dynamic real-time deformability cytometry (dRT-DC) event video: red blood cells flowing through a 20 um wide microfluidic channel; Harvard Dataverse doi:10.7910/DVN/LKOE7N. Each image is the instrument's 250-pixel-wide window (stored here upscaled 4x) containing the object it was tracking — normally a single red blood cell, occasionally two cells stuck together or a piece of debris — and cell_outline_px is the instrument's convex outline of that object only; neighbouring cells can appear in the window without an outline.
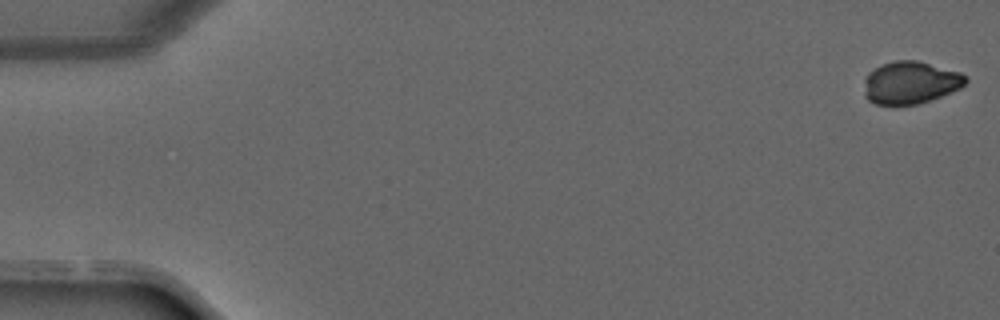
{"species": "common noctule bat (a hibernating species)", "species_latin": "Nyctalus noctula", "temperature_condition": "warm", "stored_images_in_passage": 13, "camera_frame_rate_fps": 3000, "um_per_image_px": 0.085, "animal": {"sex": "male", "forearm_length_mm": 52.5}, "frame": {"image": 1, "passage_image": 1, "time_ms": 0.0, "image_size_px": [1000, 320], "cell_outline_px": [[968, 80], [960, 88], [940, 96], [916, 104], [876, 104], [868, 100], [864, 96], [864, 80], [868, 72], [880, 64], [896, 60], [916, 60], [960, 72], [968, 76]], "centroid_in_image_um": [77.36, 7.0], "position_along_channel_um": 7.6, "area_um2": 25.09}}
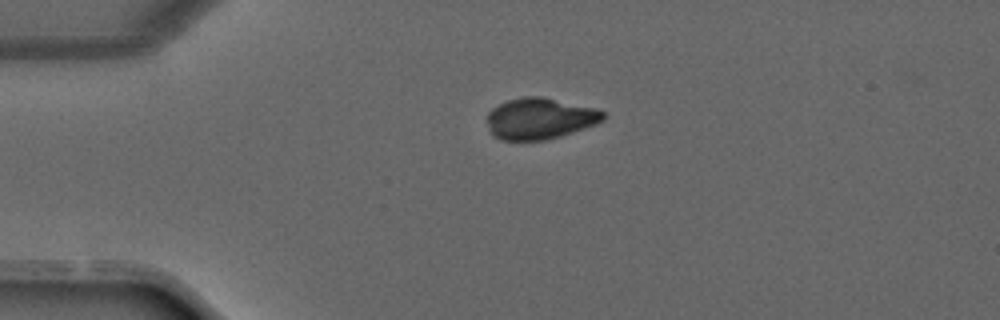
{"frame": {"image": 2, "passage_image": 10, "time_ms": 3.0, "image_size_px": [1000, 320], "cell_outline_px": [[604, 120], [596, 124], [560, 136], [544, 140], [500, 140], [492, 136], [488, 128], [488, 112], [492, 108], [508, 100], [524, 96], [540, 96], [596, 108], [604, 112]], "centroid_in_image_um": [45.87, 10.08], "position_along_channel_um": 39.1, "area_um2": 27.86}}